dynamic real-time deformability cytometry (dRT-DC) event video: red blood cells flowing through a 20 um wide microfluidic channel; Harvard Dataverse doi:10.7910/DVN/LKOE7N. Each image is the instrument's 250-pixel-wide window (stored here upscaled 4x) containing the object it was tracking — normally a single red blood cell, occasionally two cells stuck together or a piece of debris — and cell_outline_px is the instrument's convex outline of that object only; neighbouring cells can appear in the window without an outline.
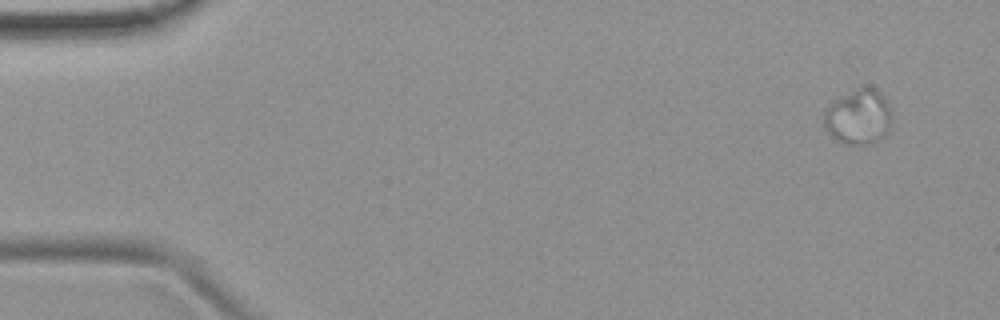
{"species": "common noctule bat (a hibernating species)", "species_latin": "Nyctalus noctula", "temperature_condition": "room temperature", "stored_images_in_passage": 4, "camera_frame_rate_fps": 3000, "um_per_image_px": 0.085, "animal": {"sex": "female", "body_mass_g": 19.9}, "frame": {"image": 1, "passage_image": 1, "time_ms": 0.0, "image_size_px": [1000, 320], "cell_outline_px": [[888, 132], [880, 140], [860, 144], [856, 144], [840, 140], [832, 136], [828, 132], [824, 124], [824, 112], [832, 100], [860, 88], [876, 88], [888, 104]], "centroid_in_image_um": [72.93, 9.92], "position_along_channel_um": 12.1, "area_um2": 20.87}}
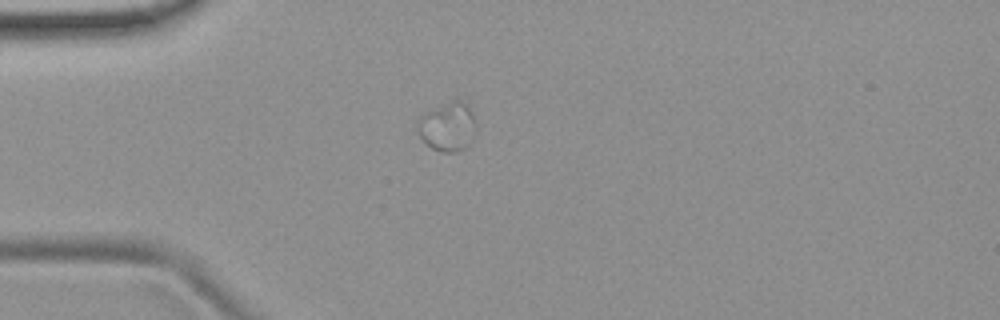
{"frame": {"image": 2, "passage_image": 4, "time_ms": 1.0, "image_size_px": [1000, 320], "cell_outline_px": [[472, 140], [464, 148], [456, 152], [444, 152], [432, 148], [420, 136], [416, 128], [416, 120], [420, 116], [452, 100], [456, 100], [468, 104], [472, 116]], "centroid_in_image_um": [37.99, 10.78], "position_along_channel_um": 47.0, "area_um2": 16.01}}